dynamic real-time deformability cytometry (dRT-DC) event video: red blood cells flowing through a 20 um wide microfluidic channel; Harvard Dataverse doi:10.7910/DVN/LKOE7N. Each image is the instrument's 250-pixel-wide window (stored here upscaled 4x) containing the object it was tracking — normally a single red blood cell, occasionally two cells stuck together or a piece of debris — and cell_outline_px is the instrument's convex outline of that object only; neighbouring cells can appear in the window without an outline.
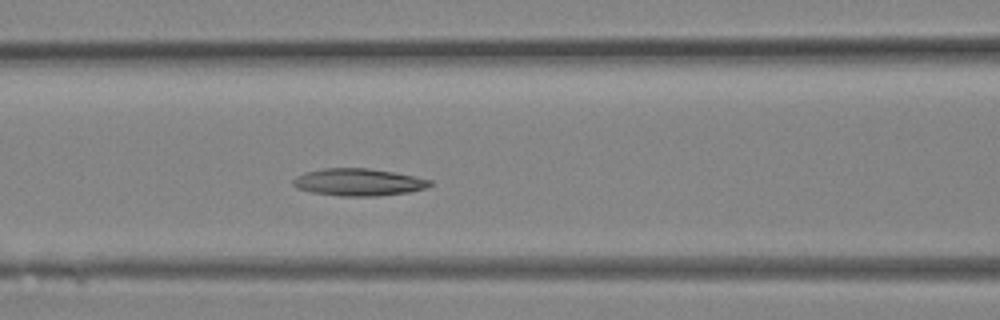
{"species": "Egyptian fruit bat (a non-hibernating species)", "species_latin": "Rousettus aegyptiacus", "temperature_condition": "room temperature", "stored_images_in_passage": 13, "camera_frame_rate_fps": 3000, "um_per_image_px": 0.085, "animal": {"sex": "female"}, "frame": {"image": 1, "passage_image": 11, "time_ms": 3.333, "image_size_px": [1000, 320], "cell_outline_px": [[432, 184], [424, 188], [408, 192], [380, 196], [340, 196], [312, 192], [296, 188], [292, 184], [292, 180], [296, 176], [304, 172], [324, 168], [368, 168], [416, 176], [432, 180]], "centroid_in_image_um": [30.45, 15.48], "position_along_channel_um": 136.2, "area_um2": 21.79}}
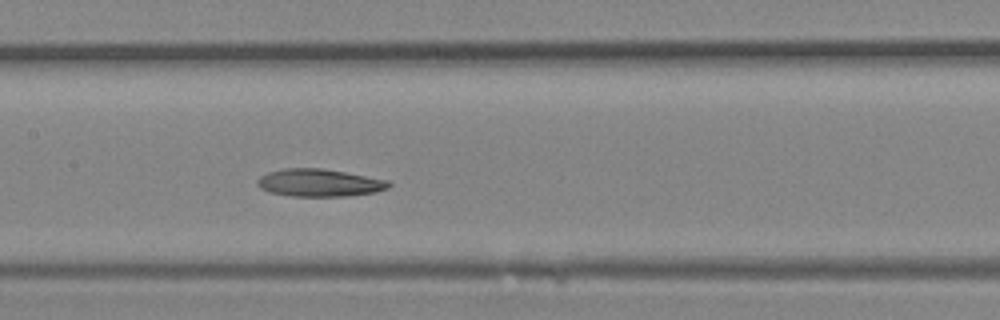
{"frame": {"image": 2, "passage_image": 13, "time_ms": 4.0, "image_size_px": [1000, 320], "cell_outline_px": [[392, 184], [388, 188], [376, 192], [344, 196], [292, 196], [268, 192], [260, 188], [256, 184], [256, 180], [260, 176], [268, 172], [284, 168], [320, 168], [344, 172], [388, 180]], "centroid_in_image_um": [27.11, 15.54], "position_along_channel_um": 180.3, "area_um2": 21.1}}